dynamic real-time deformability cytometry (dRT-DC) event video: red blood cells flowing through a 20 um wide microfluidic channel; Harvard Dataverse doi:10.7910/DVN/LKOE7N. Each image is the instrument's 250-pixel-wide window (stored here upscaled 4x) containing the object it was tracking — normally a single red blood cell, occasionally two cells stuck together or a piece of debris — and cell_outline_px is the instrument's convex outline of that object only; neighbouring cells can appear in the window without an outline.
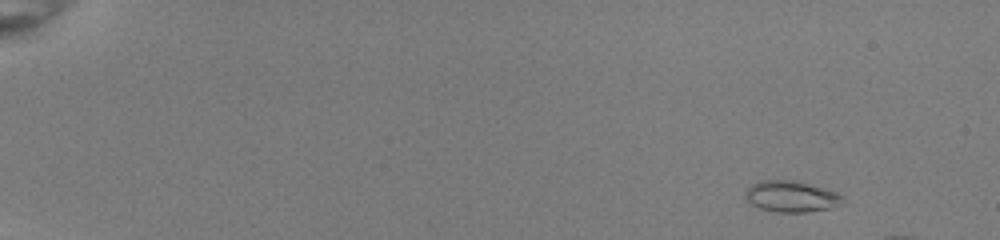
{"species": "common noctule bat (a hibernating species)", "species_latin": "Nyctalus noctula", "temperature_condition": "room temperature", "stored_images_in_passage": 23, "camera_frame_rate_fps": 3000, "um_per_image_px": 0.085, "animal": {"sex": "female", "body_mass_g": 22.0, "forearm_length_mm": 56.7}, "frame": {"image": 1, "passage_image": 6, "time_ms": 1.667, "image_size_px": [1000, 240], "cell_outline_px": [[844, 196], [836, 204], [828, 208], [804, 212], [776, 212], [760, 208], [752, 204], [744, 196], [744, 192], [752, 184], [760, 180], [796, 180], [836, 192]], "centroid_in_image_um": [67.18, 16.68], "position_along_channel_um": 17.8, "area_um2": 17.34}}
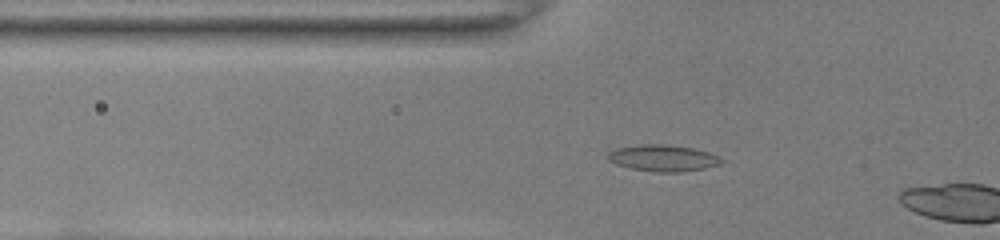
{"frame": {"image": 2, "passage_image": 21, "time_ms": 6.667, "image_size_px": [1000, 240], "cell_outline_px": [[724, 160], [720, 164], [704, 168], [680, 172], [656, 172], [632, 168], [616, 164], [608, 160], [608, 152], [616, 148], [644, 144], [664, 144], [692, 148], [708, 152]], "centroid_in_image_um": [56.34, 13.43], "position_along_channel_um": 69.5, "area_um2": 17.28}}